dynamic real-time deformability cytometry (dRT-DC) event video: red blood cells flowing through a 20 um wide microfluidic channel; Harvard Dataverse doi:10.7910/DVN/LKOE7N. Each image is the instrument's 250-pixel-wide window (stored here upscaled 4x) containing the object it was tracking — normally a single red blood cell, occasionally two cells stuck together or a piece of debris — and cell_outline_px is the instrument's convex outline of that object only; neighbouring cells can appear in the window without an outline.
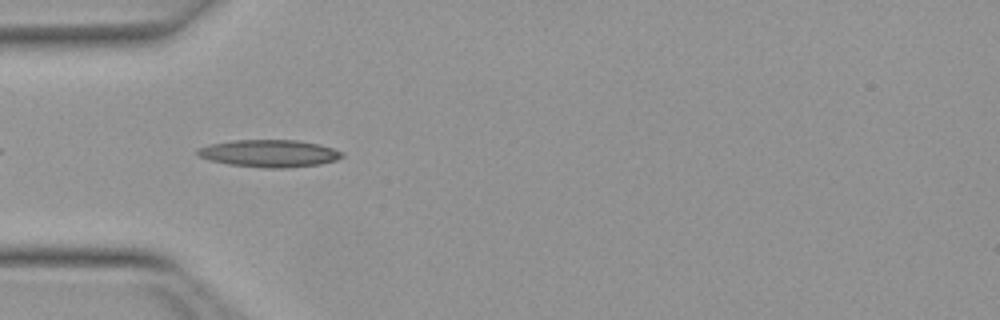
{"species": "Egyptian fruit bat (a non-hibernating species)", "species_latin": "Rousettus aegyptiacus", "temperature_condition": "warm", "stored_images_in_passage": 38, "camera_frame_rate_fps": 3000, "um_per_image_px": 0.085, "animal": {"sex": "female"}, "frame": {"image": 1, "passage_image": 3, "time_ms": 0.667, "image_size_px": [1000, 320], "cell_outline_px": [[344, 156], [336, 160], [320, 164], [284, 168], [264, 168], [228, 164], [208, 160], [200, 156], [196, 152], [196, 148], [212, 144], [232, 140], [296, 140], [316, 144], [332, 148], [344, 152]], "centroid_in_image_um": [22.88, 13.04], "position_along_channel_um": 62.1, "area_um2": 22.95}}
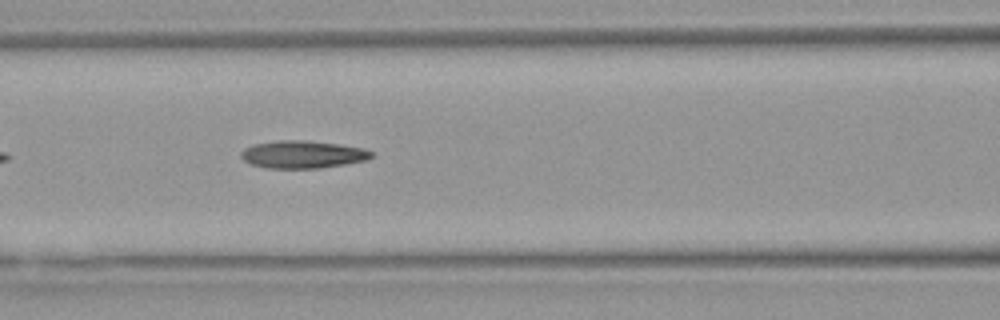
{"frame": {"image": 2, "passage_image": 9, "time_ms": 2.667, "image_size_px": [1000, 320], "cell_outline_px": [[376, 156], [368, 160], [320, 168], [264, 168], [252, 164], [244, 160], [240, 156], [240, 152], [244, 148], [252, 144], [276, 140], [308, 140], [340, 144], [364, 148], [372, 152]], "centroid_in_image_um": [25.74, 13.12], "position_along_channel_um": 140.9, "area_um2": 21.27}}
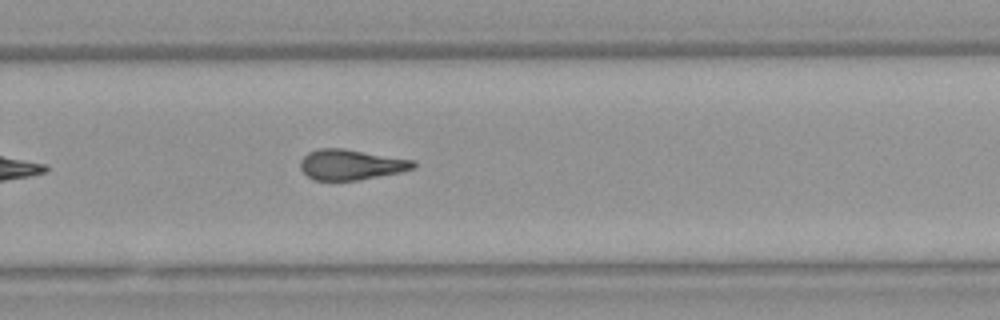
{"frame": {"image": 3, "passage_image": 21, "time_ms": 6.667, "image_size_px": [1000, 320], "cell_outline_px": [[416, 168], [400, 172], [356, 180], [312, 180], [300, 168], [300, 160], [308, 152], [320, 148], [344, 148], [412, 160], [416, 164]], "centroid_in_image_um": [29.8, 13.99], "position_along_channel_um": 300.0, "area_um2": 19.88}, "authors_computed_cell_mechanics": {"area_um2": 20.2011, "velocity_mm_per_s": 3.996, "shape_relaxation_time_tau1_ms": null, "shape_relaxation_time_tau2_ms": 3.451, "deformation_change_tau1": null, "deformation_change_tau2": 0.1503}}